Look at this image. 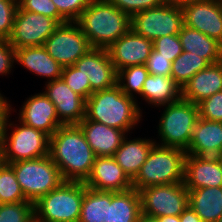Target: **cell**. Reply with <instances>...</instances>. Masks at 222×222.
Listing matches in <instances>:
<instances>
[{"mask_svg":"<svg viewBox=\"0 0 222 222\" xmlns=\"http://www.w3.org/2000/svg\"><path fill=\"white\" fill-rule=\"evenodd\" d=\"M219 159L220 163L222 164V150L220 151L219 155L217 156Z\"/></svg>","mask_w":222,"mask_h":222,"instance_id":"cell-49","label":"cell"},{"mask_svg":"<svg viewBox=\"0 0 222 222\" xmlns=\"http://www.w3.org/2000/svg\"><path fill=\"white\" fill-rule=\"evenodd\" d=\"M197 105L200 118L222 122V91L204 99Z\"/></svg>","mask_w":222,"mask_h":222,"instance_id":"cell-37","label":"cell"},{"mask_svg":"<svg viewBox=\"0 0 222 222\" xmlns=\"http://www.w3.org/2000/svg\"><path fill=\"white\" fill-rule=\"evenodd\" d=\"M78 125L96 157L114 156L126 137L125 131L88 120L86 117Z\"/></svg>","mask_w":222,"mask_h":222,"instance_id":"cell-21","label":"cell"},{"mask_svg":"<svg viewBox=\"0 0 222 222\" xmlns=\"http://www.w3.org/2000/svg\"><path fill=\"white\" fill-rule=\"evenodd\" d=\"M6 97L4 98L3 95L0 93V138L3 135V128L4 123L6 120L7 115L11 112L10 103H8Z\"/></svg>","mask_w":222,"mask_h":222,"instance_id":"cell-43","label":"cell"},{"mask_svg":"<svg viewBox=\"0 0 222 222\" xmlns=\"http://www.w3.org/2000/svg\"><path fill=\"white\" fill-rule=\"evenodd\" d=\"M58 13L67 22H76L91 0H52Z\"/></svg>","mask_w":222,"mask_h":222,"instance_id":"cell-38","label":"cell"},{"mask_svg":"<svg viewBox=\"0 0 222 222\" xmlns=\"http://www.w3.org/2000/svg\"><path fill=\"white\" fill-rule=\"evenodd\" d=\"M86 185L63 181L34 203L36 222H78Z\"/></svg>","mask_w":222,"mask_h":222,"instance_id":"cell-5","label":"cell"},{"mask_svg":"<svg viewBox=\"0 0 222 222\" xmlns=\"http://www.w3.org/2000/svg\"><path fill=\"white\" fill-rule=\"evenodd\" d=\"M158 222H180L179 216H159L155 218Z\"/></svg>","mask_w":222,"mask_h":222,"instance_id":"cell-45","label":"cell"},{"mask_svg":"<svg viewBox=\"0 0 222 222\" xmlns=\"http://www.w3.org/2000/svg\"><path fill=\"white\" fill-rule=\"evenodd\" d=\"M141 111L136 99L126 95L116 84L113 88L95 91L88 97L85 117L128 133L140 122Z\"/></svg>","mask_w":222,"mask_h":222,"instance_id":"cell-3","label":"cell"},{"mask_svg":"<svg viewBox=\"0 0 222 222\" xmlns=\"http://www.w3.org/2000/svg\"><path fill=\"white\" fill-rule=\"evenodd\" d=\"M0 222H34V203L18 202L1 204Z\"/></svg>","mask_w":222,"mask_h":222,"instance_id":"cell-33","label":"cell"},{"mask_svg":"<svg viewBox=\"0 0 222 222\" xmlns=\"http://www.w3.org/2000/svg\"><path fill=\"white\" fill-rule=\"evenodd\" d=\"M0 200L2 204L30 202L25 198L13 168L4 162L0 165Z\"/></svg>","mask_w":222,"mask_h":222,"instance_id":"cell-32","label":"cell"},{"mask_svg":"<svg viewBox=\"0 0 222 222\" xmlns=\"http://www.w3.org/2000/svg\"><path fill=\"white\" fill-rule=\"evenodd\" d=\"M188 205L203 222H217L222 216V187L187 189Z\"/></svg>","mask_w":222,"mask_h":222,"instance_id":"cell-26","label":"cell"},{"mask_svg":"<svg viewBox=\"0 0 222 222\" xmlns=\"http://www.w3.org/2000/svg\"><path fill=\"white\" fill-rule=\"evenodd\" d=\"M3 163L2 140L0 138V165Z\"/></svg>","mask_w":222,"mask_h":222,"instance_id":"cell-48","label":"cell"},{"mask_svg":"<svg viewBox=\"0 0 222 222\" xmlns=\"http://www.w3.org/2000/svg\"><path fill=\"white\" fill-rule=\"evenodd\" d=\"M141 96L149 104L161 107L181 98V88L171 76L148 75L144 81Z\"/></svg>","mask_w":222,"mask_h":222,"instance_id":"cell-27","label":"cell"},{"mask_svg":"<svg viewBox=\"0 0 222 222\" xmlns=\"http://www.w3.org/2000/svg\"><path fill=\"white\" fill-rule=\"evenodd\" d=\"M209 63L202 57L191 52L183 51L171 65V77L182 87L199 71L205 69Z\"/></svg>","mask_w":222,"mask_h":222,"instance_id":"cell-30","label":"cell"},{"mask_svg":"<svg viewBox=\"0 0 222 222\" xmlns=\"http://www.w3.org/2000/svg\"><path fill=\"white\" fill-rule=\"evenodd\" d=\"M180 222H203L202 219L193 211V209L188 205V207L180 214Z\"/></svg>","mask_w":222,"mask_h":222,"instance_id":"cell-44","label":"cell"},{"mask_svg":"<svg viewBox=\"0 0 222 222\" xmlns=\"http://www.w3.org/2000/svg\"><path fill=\"white\" fill-rule=\"evenodd\" d=\"M43 93L54 104L63 125L79 124L85 118L86 99L72 91L62 78L46 82Z\"/></svg>","mask_w":222,"mask_h":222,"instance_id":"cell-15","label":"cell"},{"mask_svg":"<svg viewBox=\"0 0 222 222\" xmlns=\"http://www.w3.org/2000/svg\"><path fill=\"white\" fill-rule=\"evenodd\" d=\"M86 187L96 191L122 192L133 188L127 176L113 156L96 157Z\"/></svg>","mask_w":222,"mask_h":222,"instance_id":"cell-17","label":"cell"},{"mask_svg":"<svg viewBox=\"0 0 222 222\" xmlns=\"http://www.w3.org/2000/svg\"><path fill=\"white\" fill-rule=\"evenodd\" d=\"M9 165L14 170L25 198L32 203L63 182L59 168L49 155L17 161Z\"/></svg>","mask_w":222,"mask_h":222,"instance_id":"cell-6","label":"cell"},{"mask_svg":"<svg viewBox=\"0 0 222 222\" xmlns=\"http://www.w3.org/2000/svg\"><path fill=\"white\" fill-rule=\"evenodd\" d=\"M43 46L63 67L74 65L91 48L77 22L59 24Z\"/></svg>","mask_w":222,"mask_h":222,"instance_id":"cell-11","label":"cell"},{"mask_svg":"<svg viewBox=\"0 0 222 222\" xmlns=\"http://www.w3.org/2000/svg\"><path fill=\"white\" fill-rule=\"evenodd\" d=\"M74 66L89 80L91 94L113 88L117 84V72L107 49L90 48Z\"/></svg>","mask_w":222,"mask_h":222,"instance_id":"cell-14","label":"cell"},{"mask_svg":"<svg viewBox=\"0 0 222 222\" xmlns=\"http://www.w3.org/2000/svg\"><path fill=\"white\" fill-rule=\"evenodd\" d=\"M111 62L116 72L135 65H145L151 51L153 42L143 36L137 35L132 29L116 40L107 48Z\"/></svg>","mask_w":222,"mask_h":222,"instance_id":"cell-16","label":"cell"},{"mask_svg":"<svg viewBox=\"0 0 222 222\" xmlns=\"http://www.w3.org/2000/svg\"><path fill=\"white\" fill-rule=\"evenodd\" d=\"M58 25L59 23L51 17L21 10L18 7L13 31L8 41L14 49L43 46Z\"/></svg>","mask_w":222,"mask_h":222,"instance_id":"cell-12","label":"cell"},{"mask_svg":"<svg viewBox=\"0 0 222 222\" xmlns=\"http://www.w3.org/2000/svg\"><path fill=\"white\" fill-rule=\"evenodd\" d=\"M140 215L141 197L136 189L111 192L109 222H138Z\"/></svg>","mask_w":222,"mask_h":222,"instance_id":"cell-28","label":"cell"},{"mask_svg":"<svg viewBox=\"0 0 222 222\" xmlns=\"http://www.w3.org/2000/svg\"><path fill=\"white\" fill-rule=\"evenodd\" d=\"M49 157L63 181L85 182L96 155L78 124L62 125L49 138Z\"/></svg>","mask_w":222,"mask_h":222,"instance_id":"cell-1","label":"cell"},{"mask_svg":"<svg viewBox=\"0 0 222 222\" xmlns=\"http://www.w3.org/2000/svg\"><path fill=\"white\" fill-rule=\"evenodd\" d=\"M222 150V122L199 117L186 154L217 157Z\"/></svg>","mask_w":222,"mask_h":222,"instance_id":"cell-22","label":"cell"},{"mask_svg":"<svg viewBox=\"0 0 222 222\" xmlns=\"http://www.w3.org/2000/svg\"><path fill=\"white\" fill-rule=\"evenodd\" d=\"M182 49L204 58L209 64L222 60V44L202 32L183 25L178 34Z\"/></svg>","mask_w":222,"mask_h":222,"instance_id":"cell-25","label":"cell"},{"mask_svg":"<svg viewBox=\"0 0 222 222\" xmlns=\"http://www.w3.org/2000/svg\"><path fill=\"white\" fill-rule=\"evenodd\" d=\"M217 222H222V216L220 217V219Z\"/></svg>","mask_w":222,"mask_h":222,"instance_id":"cell-51","label":"cell"},{"mask_svg":"<svg viewBox=\"0 0 222 222\" xmlns=\"http://www.w3.org/2000/svg\"><path fill=\"white\" fill-rule=\"evenodd\" d=\"M184 185L187 189L222 187V164L219 159L186 154Z\"/></svg>","mask_w":222,"mask_h":222,"instance_id":"cell-19","label":"cell"},{"mask_svg":"<svg viewBox=\"0 0 222 222\" xmlns=\"http://www.w3.org/2000/svg\"><path fill=\"white\" fill-rule=\"evenodd\" d=\"M145 65L150 75L171 76L172 62L169 58L161 56V54L154 49L151 51Z\"/></svg>","mask_w":222,"mask_h":222,"instance_id":"cell-41","label":"cell"},{"mask_svg":"<svg viewBox=\"0 0 222 222\" xmlns=\"http://www.w3.org/2000/svg\"><path fill=\"white\" fill-rule=\"evenodd\" d=\"M180 6L184 25L222 44V0L193 1Z\"/></svg>","mask_w":222,"mask_h":222,"instance_id":"cell-13","label":"cell"},{"mask_svg":"<svg viewBox=\"0 0 222 222\" xmlns=\"http://www.w3.org/2000/svg\"><path fill=\"white\" fill-rule=\"evenodd\" d=\"M185 156L183 149L155 143L132 180L133 188L139 192L149 186L184 182Z\"/></svg>","mask_w":222,"mask_h":222,"instance_id":"cell-4","label":"cell"},{"mask_svg":"<svg viewBox=\"0 0 222 222\" xmlns=\"http://www.w3.org/2000/svg\"><path fill=\"white\" fill-rule=\"evenodd\" d=\"M139 193L141 214L152 218L180 216L189 203V191L184 182L149 186Z\"/></svg>","mask_w":222,"mask_h":222,"instance_id":"cell-10","label":"cell"},{"mask_svg":"<svg viewBox=\"0 0 222 222\" xmlns=\"http://www.w3.org/2000/svg\"><path fill=\"white\" fill-rule=\"evenodd\" d=\"M19 121L42 131L49 137L63 124L59 121L54 104L42 93L29 97L19 111Z\"/></svg>","mask_w":222,"mask_h":222,"instance_id":"cell-18","label":"cell"},{"mask_svg":"<svg viewBox=\"0 0 222 222\" xmlns=\"http://www.w3.org/2000/svg\"><path fill=\"white\" fill-rule=\"evenodd\" d=\"M115 7L132 17L135 13L160 6L164 0H109Z\"/></svg>","mask_w":222,"mask_h":222,"instance_id":"cell-40","label":"cell"},{"mask_svg":"<svg viewBox=\"0 0 222 222\" xmlns=\"http://www.w3.org/2000/svg\"><path fill=\"white\" fill-rule=\"evenodd\" d=\"M164 2L173 4H185L187 3V0H164Z\"/></svg>","mask_w":222,"mask_h":222,"instance_id":"cell-47","label":"cell"},{"mask_svg":"<svg viewBox=\"0 0 222 222\" xmlns=\"http://www.w3.org/2000/svg\"><path fill=\"white\" fill-rule=\"evenodd\" d=\"M163 107L158 126L159 145L186 150L199 119L198 105L180 98Z\"/></svg>","mask_w":222,"mask_h":222,"instance_id":"cell-7","label":"cell"},{"mask_svg":"<svg viewBox=\"0 0 222 222\" xmlns=\"http://www.w3.org/2000/svg\"><path fill=\"white\" fill-rule=\"evenodd\" d=\"M14 61V47L8 40H0V75L10 74Z\"/></svg>","mask_w":222,"mask_h":222,"instance_id":"cell-42","label":"cell"},{"mask_svg":"<svg viewBox=\"0 0 222 222\" xmlns=\"http://www.w3.org/2000/svg\"><path fill=\"white\" fill-rule=\"evenodd\" d=\"M184 25L180 4L164 2L160 6L135 13L131 29L152 42L167 35H178Z\"/></svg>","mask_w":222,"mask_h":222,"instance_id":"cell-9","label":"cell"},{"mask_svg":"<svg viewBox=\"0 0 222 222\" xmlns=\"http://www.w3.org/2000/svg\"><path fill=\"white\" fill-rule=\"evenodd\" d=\"M222 91V60L197 72L181 89V98L198 104Z\"/></svg>","mask_w":222,"mask_h":222,"instance_id":"cell-20","label":"cell"},{"mask_svg":"<svg viewBox=\"0 0 222 222\" xmlns=\"http://www.w3.org/2000/svg\"><path fill=\"white\" fill-rule=\"evenodd\" d=\"M125 137L120 147L115 151L114 158L121 166L127 176L133 180L141 166L145 163L147 156L156 141L150 139L127 140Z\"/></svg>","mask_w":222,"mask_h":222,"instance_id":"cell-24","label":"cell"},{"mask_svg":"<svg viewBox=\"0 0 222 222\" xmlns=\"http://www.w3.org/2000/svg\"><path fill=\"white\" fill-rule=\"evenodd\" d=\"M148 75L146 65L129 66L117 72V85L126 95L134 98L135 93L141 95L144 81Z\"/></svg>","mask_w":222,"mask_h":222,"instance_id":"cell-31","label":"cell"},{"mask_svg":"<svg viewBox=\"0 0 222 222\" xmlns=\"http://www.w3.org/2000/svg\"><path fill=\"white\" fill-rule=\"evenodd\" d=\"M111 192L86 187L78 222H109Z\"/></svg>","mask_w":222,"mask_h":222,"instance_id":"cell-29","label":"cell"},{"mask_svg":"<svg viewBox=\"0 0 222 222\" xmlns=\"http://www.w3.org/2000/svg\"><path fill=\"white\" fill-rule=\"evenodd\" d=\"M138 222H158L155 218L145 216L143 214L140 215Z\"/></svg>","mask_w":222,"mask_h":222,"instance_id":"cell-46","label":"cell"},{"mask_svg":"<svg viewBox=\"0 0 222 222\" xmlns=\"http://www.w3.org/2000/svg\"><path fill=\"white\" fill-rule=\"evenodd\" d=\"M153 49L173 62L182 52L179 35H167L153 41Z\"/></svg>","mask_w":222,"mask_h":222,"instance_id":"cell-39","label":"cell"},{"mask_svg":"<svg viewBox=\"0 0 222 222\" xmlns=\"http://www.w3.org/2000/svg\"><path fill=\"white\" fill-rule=\"evenodd\" d=\"M193 1H206V0H187V3L188 2H193Z\"/></svg>","mask_w":222,"mask_h":222,"instance_id":"cell-50","label":"cell"},{"mask_svg":"<svg viewBox=\"0 0 222 222\" xmlns=\"http://www.w3.org/2000/svg\"><path fill=\"white\" fill-rule=\"evenodd\" d=\"M76 22L91 48L107 49L131 29V17L109 0H91Z\"/></svg>","mask_w":222,"mask_h":222,"instance_id":"cell-2","label":"cell"},{"mask_svg":"<svg viewBox=\"0 0 222 222\" xmlns=\"http://www.w3.org/2000/svg\"><path fill=\"white\" fill-rule=\"evenodd\" d=\"M61 78L71 88L86 100L91 95L89 80L74 65L63 67Z\"/></svg>","mask_w":222,"mask_h":222,"instance_id":"cell-34","label":"cell"},{"mask_svg":"<svg viewBox=\"0 0 222 222\" xmlns=\"http://www.w3.org/2000/svg\"><path fill=\"white\" fill-rule=\"evenodd\" d=\"M17 8L16 0H0V40L10 38Z\"/></svg>","mask_w":222,"mask_h":222,"instance_id":"cell-36","label":"cell"},{"mask_svg":"<svg viewBox=\"0 0 222 222\" xmlns=\"http://www.w3.org/2000/svg\"><path fill=\"white\" fill-rule=\"evenodd\" d=\"M11 113L6 117L3 135H2V151L3 162L10 164L21 160L36 159L49 155V136L42 131L33 127L24 125L21 121L17 126L12 124L8 119ZM10 122V123H8ZM11 129L9 136L8 128Z\"/></svg>","mask_w":222,"mask_h":222,"instance_id":"cell-8","label":"cell"},{"mask_svg":"<svg viewBox=\"0 0 222 222\" xmlns=\"http://www.w3.org/2000/svg\"><path fill=\"white\" fill-rule=\"evenodd\" d=\"M15 62L33 74L49 78L48 81H54L62 75L63 66L48 54L44 46L15 49Z\"/></svg>","mask_w":222,"mask_h":222,"instance_id":"cell-23","label":"cell"},{"mask_svg":"<svg viewBox=\"0 0 222 222\" xmlns=\"http://www.w3.org/2000/svg\"><path fill=\"white\" fill-rule=\"evenodd\" d=\"M18 7L32 13L55 19L59 24L67 22L59 13L52 0H19Z\"/></svg>","mask_w":222,"mask_h":222,"instance_id":"cell-35","label":"cell"}]
</instances>
